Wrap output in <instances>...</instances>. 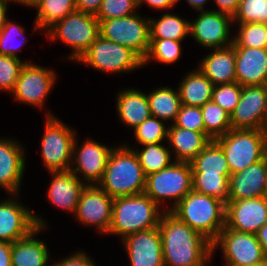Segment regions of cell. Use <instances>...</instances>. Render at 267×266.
Instances as JSON below:
<instances>
[{"instance_id":"cell-29","label":"cell","mask_w":267,"mask_h":266,"mask_svg":"<svg viewBox=\"0 0 267 266\" xmlns=\"http://www.w3.org/2000/svg\"><path fill=\"white\" fill-rule=\"evenodd\" d=\"M37 10L34 31L46 32L56 22L76 11L75 0H37L30 8Z\"/></svg>"},{"instance_id":"cell-34","label":"cell","mask_w":267,"mask_h":266,"mask_svg":"<svg viewBox=\"0 0 267 266\" xmlns=\"http://www.w3.org/2000/svg\"><path fill=\"white\" fill-rule=\"evenodd\" d=\"M201 108L205 133L211 140L224 136L232 129L230 114L212 100Z\"/></svg>"},{"instance_id":"cell-27","label":"cell","mask_w":267,"mask_h":266,"mask_svg":"<svg viewBox=\"0 0 267 266\" xmlns=\"http://www.w3.org/2000/svg\"><path fill=\"white\" fill-rule=\"evenodd\" d=\"M116 113L128 128L133 130L151 116L147 94L135 88L122 89L116 95Z\"/></svg>"},{"instance_id":"cell-22","label":"cell","mask_w":267,"mask_h":266,"mask_svg":"<svg viewBox=\"0 0 267 266\" xmlns=\"http://www.w3.org/2000/svg\"><path fill=\"white\" fill-rule=\"evenodd\" d=\"M236 82L241 86L267 85V48L234 47Z\"/></svg>"},{"instance_id":"cell-31","label":"cell","mask_w":267,"mask_h":266,"mask_svg":"<svg viewBox=\"0 0 267 266\" xmlns=\"http://www.w3.org/2000/svg\"><path fill=\"white\" fill-rule=\"evenodd\" d=\"M189 28V19L170 12H164L158 19L149 17L150 39L184 41L190 35Z\"/></svg>"},{"instance_id":"cell-19","label":"cell","mask_w":267,"mask_h":266,"mask_svg":"<svg viewBox=\"0 0 267 266\" xmlns=\"http://www.w3.org/2000/svg\"><path fill=\"white\" fill-rule=\"evenodd\" d=\"M130 266H164L159 228L140 231L122 239Z\"/></svg>"},{"instance_id":"cell-16","label":"cell","mask_w":267,"mask_h":266,"mask_svg":"<svg viewBox=\"0 0 267 266\" xmlns=\"http://www.w3.org/2000/svg\"><path fill=\"white\" fill-rule=\"evenodd\" d=\"M113 200L98 185H86L74 216L85 227H95L100 234H107L112 221Z\"/></svg>"},{"instance_id":"cell-25","label":"cell","mask_w":267,"mask_h":266,"mask_svg":"<svg viewBox=\"0 0 267 266\" xmlns=\"http://www.w3.org/2000/svg\"><path fill=\"white\" fill-rule=\"evenodd\" d=\"M205 132H196L169 124L167 142L174 161L191 162L210 143Z\"/></svg>"},{"instance_id":"cell-8","label":"cell","mask_w":267,"mask_h":266,"mask_svg":"<svg viewBox=\"0 0 267 266\" xmlns=\"http://www.w3.org/2000/svg\"><path fill=\"white\" fill-rule=\"evenodd\" d=\"M76 131L48 111L41 140V157L48 172L69 171Z\"/></svg>"},{"instance_id":"cell-30","label":"cell","mask_w":267,"mask_h":266,"mask_svg":"<svg viewBox=\"0 0 267 266\" xmlns=\"http://www.w3.org/2000/svg\"><path fill=\"white\" fill-rule=\"evenodd\" d=\"M151 116L163 121H172L177 118L181 106L178 88L160 86L147 94Z\"/></svg>"},{"instance_id":"cell-3","label":"cell","mask_w":267,"mask_h":266,"mask_svg":"<svg viewBox=\"0 0 267 266\" xmlns=\"http://www.w3.org/2000/svg\"><path fill=\"white\" fill-rule=\"evenodd\" d=\"M164 212L145 193L116 197L113 200L112 221L107 235L123 239L130 234L156 228Z\"/></svg>"},{"instance_id":"cell-53","label":"cell","mask_w":267,"mask_h":266,"mask_svg":"<svg viewBox=\"0 0 267 266\" xmlns=\"http://www.w3.org/2000/svg\"><path fill=\"white\" fill-rule=\"evenodd\" d=\"M17 1V4L20 6H27V7H30L35 1L37 0H16Z\"/></svg>"},{"instance_id":"cell-54","label":"cell","mask_w":267,"mask_h":266,"mask_svg":"<svg viewBox=\"0 0 267 266\" xmlns=\"http://www.w3.org/2000/svg\"><path fill=\"white\" fill-rule=\"evenodd\" d=\"M253 266H267V258H265L263 261L255 264Z\"/></svg>"},{"instance_id":"cell-21","label":"cell","mask_w":267,"mask_h":266,"mask_svg":"<svg viewBox=\"0 0 267 266\" xmlns=\"http://www.w3.org/2000/svg\"><path fill=\"white\" fill-rule=\"evenodd\" d=\"M266 190L267 155L229 177V201L265 197Z\"/></svg>"},{"instance_id":"cell-47","label":"cell","mask_w":267,"mask_h":266,"mask_svg":"<svg viewBox=\"0 0 267 266\" xmlns=\"http://www.w3.org/2000/svg\"><path fill=\"white\" fill-rule=\"evenodd\" d=\"M217 8L212 9L216 12L226 13L232 17L237 12L240 0H213Z\"/></svg>"},{"instance_id":"cell-45","label":"cell","mask_w":267,"mask_h":266,"mask_svg":"<svg viewBox=\"0 0 267 266\" xmlns=\"http://www.w3.org/2000/svg\"><path fill=\"white\" fill-rule=\"evenodd\" d=\"M84 251H75L71 255L52 263V266H97L94 259Z\"/></svg>"},{"instance_id":"cell-9","label":"cell","mask_w":267,"mask_h":266,"mask_svg":"<svg viewBox=\"0 0 267 266\" xmlns=\"http://www.w3.org/2000/svg\"><path fill=\"white\" fill-rule=\"evenodd\" d=\"M108 73H129L143 67V60L131 49L101 35L90 45L77 63Z\"/></svg>"},{"instance_id":"cell-11","label":"cell","mask_w":267,"mask_h":266,"mask_svg":"<svg viewBox=\"0 0 267 266\" xmlns=\"http://www.w3.org/2000/svg\"><path fill=\"white\" fill-rule=\"evenodd\" d=\"M19 195L9 194L6 199L0 200V241L14 243L27 237L37 227L48 228L42 216L19 202Z\"/></svg>"},{"instance_id":"cell-1","label":"cell","mask_w":267,"mask_h":266,"mask_svg":"<svg viewBox=\"0 0 267 266\" xmlns=\"http://www.w3.org/2000/svg\"><path fill=\"white\" fill-rule=\"evenodd\" d=\"M164 266H209L212 243L202 234L180 221L170 211L159 223Z\"/></svg>"},{"instance_id":"cell-52","label":"cell","mask_w":267,"mask_h":266,"mask_svg":"<svg viewBox=\"0 0 267 266\" xmlns=\"http://www.w3.org/2000/svg\"><path fill=\"white\" fill-rule=\"evenodd\" d=\"M185 1H187L188 5L192 7V9H195L198 12V11L207 10L204 7L207 1H210V0H185Z\"/></svg>"},{"instance_id":"cell-38","label":"cell","mask_w":267,"mask_h":266,"mask_svg":"<svg viewBox=\"0 0 267 266\" xmlns=\"http://www.w3.org/2000/svg\"><path fill=\"white\" fill-rule=\"evenodd\" d=\"M165 124V121L150 116L133 129L136 143L143 146L167 141L169 125Z\"/></svg>"},{"instance_id":"cell-36","label":"cell","mask_w":267,"mask_h":266,"mask_svg":"<svg viewBox=\"0 0 267 266\" xmlns=\"http://www.w3.org/2000/svg\"><path fill=\"white\" fill-rule=\"evenodd\" d=\"M182 41L171 39H150L148 53L143 59V67L148 63L155 62L174 64L182 55Z\"/></svg>"},{"instance_id":"cell-51","label":"cell","mask_w":267,"mask_h":266,"mask_svg":"<svg viewBox=\"0 0 267 266\" xmlns=\"http://www.w3.org/2000/svg\"><path fill=\"white\" fill-rule=\"evenodd\" d=\"M256 237L267 257V223H265L256 233Z\"/></svg>"},{"instance_id":"cell-15","label":"cell","mask_w":267,"mask_h":266,"mask_svg":"<svg viewBox=\"0 0 267 266\" xmlns=\"http://www.w3.org/2000/svg\"><path fill=\"white\" fill-rule=\"evenodd\" d=\"M197 18L190 19V36L204 49H217L231 46L233 36L231 15L213 10L198 11Z\"/></svg>"},{"instance_id":"cell-18","label":"cell","mask_w":267,"mask_h":266,"mask_svg":"<svg viewBox=\"0 0 267 266\" xmlns=\"http://www.w3.org/2000/svg\"><path fill=\"white\" fill-rule=\"evenodd\" d=\"M265 223H267L265 197L234 200L226 204L225 226L228 229L256 234Z\"/></svg>"},{"instance_id":"cell-41","label":"cell","mask_w":267,"mask_h":266,"mask_svg":"<svg viewBox=\"0 0 267 266\" xmlns=\"http://www.w3.org/2000/svg\"><path fill=\"white\" fill-rule=\"evenodd\" d=\"M26 62L21 58L0 55V91L11 93Z\"/></svg>"},{"instance_id":"cell-32","label":"cell","mask_w":267,"mask_h":266,"mask_svg":"<svg viewBox=\"0 0 267 266\" xmlns=\"http://www.w3.org/2000/svg\"><path fill=\"white\" fill-rule=\"evenodd\" d=\"M192 173L204 175H231L228 161L222 148L214 141L210 143L190 162Z\"/></svg>"},{"instance_id":"cell-42","label":"cell","mask_w":267,"mask_h":266,"mask_svg":"<svg viewBox=\"0 0 267 266\" xmlns=\"http://www.w3.org/2000/svg\"><path fill=\"white\" fill-rule=\"evenodd\" d=\"M138 10V0H103L98 14V20H109L133 15Z\"/></svg>"},{"instance_id":"cell-37","label":"cell","mask_w":267,"mask_h":266,"mask_svg":"<svg viewBox=\"0 0 267 266\" xmlns=\"http://www.w3.org/2000/svg\"><path fill=\"white\" fill-rule=\"evenodd\" d=\"M238 31L233 37L234 47L267 48V24L236 23Z\"/></svg>"},{"instance_id":"cell-28","label":"cell","mask_w":267,"mask_h":266,"mask_svg":"<svg viewBox=\"0 0 267 266\" xmlns=\"http://www.w3.org/2000/svg\"><path fill=\"white\" fill-rule=\"evenodd\" d=\"M178 85L182 105L202 107L212 100L215 85L198 68L185 74Z\"/></svg>"},{"instance_id":"cell-12","label":"cell","mask_w":267,"mask_h":266,"mask_svg":"<svg viewBox=\"0 0 267 266\" xmlns=\"http://www.w3.org/2000/svg\"><path fill=\"white\" fill-rule=\"evenodd\" d=\"M57 73L33 62H26L19 73L12 94L16 102L45 108L46 98L57 83ZM56 82V83H55Z\"/></svg>"},{"instance_id":"cell-6","label":"cell","mask_w":267,"mask_h":266,"mask_svg":"<svg viewBox=\"0 0 267 266\" xmlns=\"http://www.w3.org/2000/svg\"><path fill=\"white\" fill-rule=\"evenodd\" d=\"M214 141L222 148L231 174L244 170L267 155V138L263 130L231 129Z\"/></svg>"},{"instance_id":"cell-26","label":"cell","mask_w":267,"mask_h":266,"mask_svg":"<svg viewBox=\"0 0 267 266\" xmlns=\"http://www.w3.org/2000/svg\"><path fill=\"white\" fill-rule=\"evenodd\" d=\"M46 229L36 228L27 237L12 243V266H52L47 243L35 238Z\"/></svg>"},{"instance_id":"cell-20","label":"cell","mask_w":267,"mask_h":266,"mask_svg":"<svg viewBox=\"0 0 267 266\" xmlns=\"http://www.w3.org/2000/svg\"><path fill=\"white\" fill-rule=\"evenodd\" d=\"M25 147L18 140L0 138V188L7 194H20L26 169Z\"/></svg>"},{"instance_id":"cell-55","label":"cell","mask_w":267,"mask_h":266,"mask_svg":"<svg viewBox=\"0 0 267 266\" xmlns=\"http://www.w3.org/2000/svg\"><path fill=\"white\" fill-rule=\"evenodd\" d=\"M263 132H264V134L266 135V138H267V118H266V122H265L264 127H263Z\"/></svg>"},{"instance_id":"cell-35","label":"cell","mask_w":267,"mask_h":266,"mask_svg":"<svg viewBox=\"0 0 267 266\" xmlns=\"http://www.w3.org/2000/svg\"><path fill=\"white\" fill-rule=\"evenodd\" d=\"M230 175H204L192 173L193 191L217 198L227 204L229 202Z\"/></svg>"},{"instance_id":"cell-2","label":"cell","mask_w":267,"mask_h":266,"mask_svg":"<svg viewBox=\"0 0 267 266\" xmlns=\"http://www.w3.org/2000/svg\"><path fill=\"white\" fill-rule=\"evenodd\" d=\"M97 185L112 198L144 193L146 175L133 149L125 143L116 145Z\"/></svg>"},{"instance_id":"cell-50","label":"cell","mask_w":267,"mask_h":266,"mask_svg":"<svg viewBox=\"0 0 267 266\" xmlns=\"http://www.w3.org/2000/svg\"><path fill=\"white\" fill-rule=\"evenodd\" d=\"M13 2V3H17L16 0H0V31L3 29V27L5 26V23L8 20V5Z\"/></svg>"},{"instance_id":"cell-46","label":"cell","mask_w":267,"mask_h":266,"mask_svg":"<svg viewBox=\"0 0 267 266\" xmlns=\"http://www.w3.org/2000/svg\"><path fill=\"white\" fill-rule=\"evenodd\" d=\"M103 0H75L76 11L96 16Z\"/></svg>"},{"instance_id":"cell-17","label":"cell","mask_w":267,"mask_h":266,"mask_svg":"<svg viewBox=\"0 0 267 266\" xmlns=\"http://www.w3.org/2000/svg\"><path fill=\"white\" fill-rule=\"evenodd\" d=\"M267 118V85L242 86L237 106L230 114L232 129L263 130Z\"/></svg>"},{"instance_id":"cell-48","label":"cell","mask_w":267,"mask_h":266,"mask_svg":"<svg viewBox=\"0 0 267 266\" xmlns=\"http://www.w3.org/2000/svg\"><path fill=\"white\" fill-rule=\"evenodd\" d=\"M180 2V0H138V9L146 3L149 7L157 10H168L174 7V5Z\"/></svg>"},{"instance_id":"cell-4","label":"cell","mask_w":267,"mask_h":266,"mask_svg":"<svg viewBox=\"0 0 267 266\" xmlns=\"http://www.w3.org/2000/svg\"><path fill=\"white\" fill-rule=\"evenodd\" d=\"M170 212L211 243L225 227L226 204L217 198L193 190Z\"/></svg>"},{"instance_id":"cell-7","label":"cell","mask_w":267,"mask_h":266,"mask_svg":"<svg viewBox=\"0 0 267 266\" xmlns=\"http://www.w3.org/2000/svg\"><path fill=\"white\" fill-rule=\"evenodd\" d=\"M44 33L49 41L59 40L71 47L67 58L76 62L100 35L99 21L94 15L74 11Z\"/></svg>"},{"instance_id":"cell-24","label":"cell","mask_w":267,"mask_h":266,"mask_svg":"<svg viewBox=\"0 0 267 266\" xmlns=\"http://www.w3.org/2000/svg\"><path fill=\"white\" fill-rule=\"evenodd\" d=\"M200 60L198 69L214 84L236 82V62L234 46L210 49ZM213 50V51H212Z\"/></svg>"},{"instance_id":"cell-43","label":"cell","mask_w":267,"mask_h":266,"mask_svg":"<svg viewBox=\"0 0 267 266\" xmlns=\"http://www.w3.org/2000/svg\"><path fill=\"white\" fill-rule=\"evenodd\" d=\"M242 86L237 83L215 85L212 101L231 114L239 102Z\"/></svg>"},{"instance_id":"cell-23","label":"cell","mask_w":267,"mask_h":266,"mask_svg":"<svg viewBox=\"0 0 267 266\" xmlns=\"http://www.w3.org/2000/svg\"><path fill=\"white\" fill-rule=\"evenodd\" d=\"M49 174L52 178L47 189V198L54 207L75 215L81 192L86 184L70 170Z\"/></svg>"},{"instance_id":"cell-13","label":"cell","mask_w":267,"mask_h":266,"mask_svg":"<svg viewBox=\"0 0 267 266\" xmlns=\"http://www.w3.org/2000/svg\"><path fill=\"white\" fill-rule=\"evenodd\" d=\"M221 249L224 266H253L265 258L256 234L228 229L226 226L212 243V254Z\"/></svg>"},{"instance_id":"cell-49","label":"cell","mask_w":267,"mask_h":266,"mask_svg":"<svg viewBox=\"0 0 267 266\" xmlns=\"http://www.w3.org/2000/svg\"><path fill=\"white\" fill-rule=\"evenodd\" d=\"M12 243L0 241V266L11 265Z\"/></svg>"},{"instance_id":"cell-44","label":"cell","mask_w":267,"mask_h":266,"mask_svg":"<svg viewBox=\"0 0 267 266\" xmlns=\"http://www.w3.org/2000/svg\"><path fill=\"white\" fill-rule=\"evenodd\" d=\"M174 124L178 127L196 132H205L201 108L182 105L179 108Z\"/></svg>"},{"instance_id":"cell-40","label":"cell","mask_w":267,"mask_h":266,"mask_svg":"<svg viewBox=\"0 0 267 266\" xmlns=\"http://www.w3.org/2000/svg\"><path fill=\"white\" fill-rule=\"evenodd\" d=\"M232 18L233 24H267V0H240L237 12Z\"/></svg>"},{"instance_id":"cell-14","label":"cell","mask_w":267,"mask_h":266,"mask_svg":"<svg viewBox=\"0 0 267 266\" xmlns=\"http://www.w3.org/2000/svg\"><path fill=\"white\" fill-rule=\"evenodd\" d=\"M78 143L76 136L70 171L86 185H97L103 178L110 153L115 146L102 145L91 138L80 145Z\"/></svg>"},{"instance_id":"cell-5","label":"cell","mask_w":267,"mask_h":266,"mask_svg":"<svg viewBox=\"0 0 267 266\" xmlns=\"http://www.w3.org/2000/svg\"><path fill=\"white\" fill-rule=\"evenodd\" d=\"M192 190L190 162L174 161L169 167L146 176L144 193L166 212L171 211ZM163 201L172 204L165 206Z\"/></svg>"},{"instance_id":"cell-10","label":"cell","mask_w":267,"mask_h":266,"mask_svg":"<svg viewBox=\"0 0 267 266\" xmlns=\"http://www.w3.org/2000/svg\"><path fill=\"white\" fill-rule=\"evenodd\" d=\"M98 21L103 38L131 49L144 59L150 46L148 17L137 12L130 16Z\"/></svg>"},{"instance_id":"cell-39","label":"cell","mask_w":267,"mask_h":266,"mask_svg":"<svg viewBox=\"0 0 267 266\" xmlns=\"http://www.w3.org/2000/svg\"><path fill=\"white\" fill-rule=\"evenodd\" d=\"M24 34L25 29L23 26L8 19L5 26L0 31V55L19 58L18 51H20L21 48L24 47V44H26V37H24ZM21 36L23 37V40L21 42L16 41L17 39L22 38Z\"/></svg>"},{"instance_id":"cell-33","label":"cell","mask_w":267,"mask_h":266,"mask_svg":"<svg viewBox=\"0 0 267 266\" xmlns=\"http://www.w3.org/2000/svg\"><path fill=\"white\" fill-rule=\"evenodd\" d=\"M125 145L133 149L146 176L163 170L174 162L169 146L165 147L161 143L143 145L141 150L135 146L132 148L128 143Z\"/></svg>"}]
</instances>
